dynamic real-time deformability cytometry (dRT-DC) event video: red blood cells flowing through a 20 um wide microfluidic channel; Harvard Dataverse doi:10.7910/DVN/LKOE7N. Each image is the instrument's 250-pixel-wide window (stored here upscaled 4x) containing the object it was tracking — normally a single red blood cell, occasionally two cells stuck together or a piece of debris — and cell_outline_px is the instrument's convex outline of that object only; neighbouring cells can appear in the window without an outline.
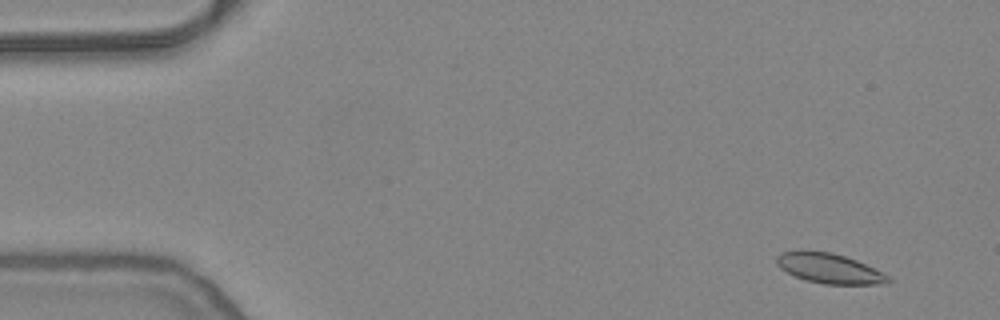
{"species": "common noctule bat (a hibernating species)", "species_latin": "Nyctalus noctula", "temperature_condition": "warm", "stored_images_in_passage": 13, "camera_frame_rate_fps": 3000, "um_per_image_px": 0.085, "animal": {"sex": "female", "body_mass_g": 24.6, "forearm_length_mm": 56.2}, "frame": {"image": 1, "passage_image": 4, "time_ms": 1.0, "image_size_px": [1000, 320], "cell_outline_px": [[892, 280], [888, 284], [824, 284], [804, 280], [780, 268], [776, 264], [776, 256], [780, 252], [832, 252], [856, 260], [884, 272]], "centroid_in_image_um": [70.54, 22.84], "position_along_channel_um": 14.5, "area_um2": 19.25}}